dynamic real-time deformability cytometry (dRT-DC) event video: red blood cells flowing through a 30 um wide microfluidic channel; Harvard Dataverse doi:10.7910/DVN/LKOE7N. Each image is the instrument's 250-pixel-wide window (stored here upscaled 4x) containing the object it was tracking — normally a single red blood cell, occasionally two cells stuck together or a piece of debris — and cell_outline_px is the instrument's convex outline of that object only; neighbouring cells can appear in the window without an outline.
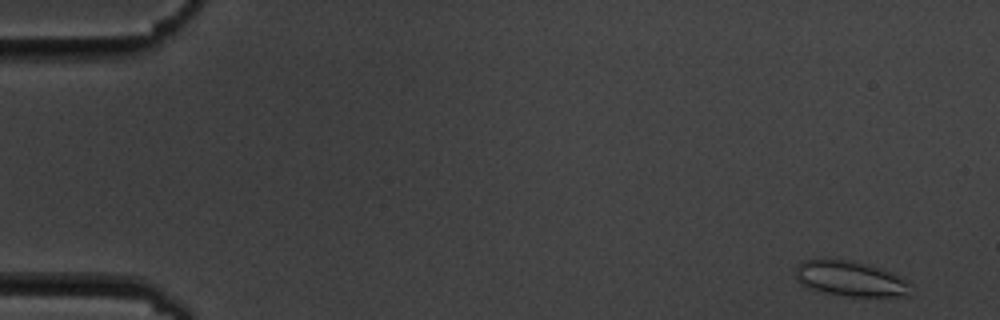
{"species": "common noctule bat (a hibernating species)", "species_latin": "Nyctalus noctula", "temperature_condition": "cold", "stored_images_in_passage": 5, "camera_frame_rate_fps": 3000, "um_per_image_px": 0.085, "animal": {"sex": "male", "body_mass_g": 19.5, "forearm_length_mm": 54.6}, "frame": {"image": 1, "passage_image": 1, "time_ms": 0.0, "image_size_px": [1000, 320], "cell_outline_px": [[912, 284], [908, 296], [848, 296], [824, 292], [808, 288], [800, 284], [796, 280], [796, 268], [804, 260], [852, 260], [868, 264], [880, 268]], "centroid_in_image_um": [72.27, 23.7], "position_along_channel_um": 12.7, "area_um2": 23.29}}
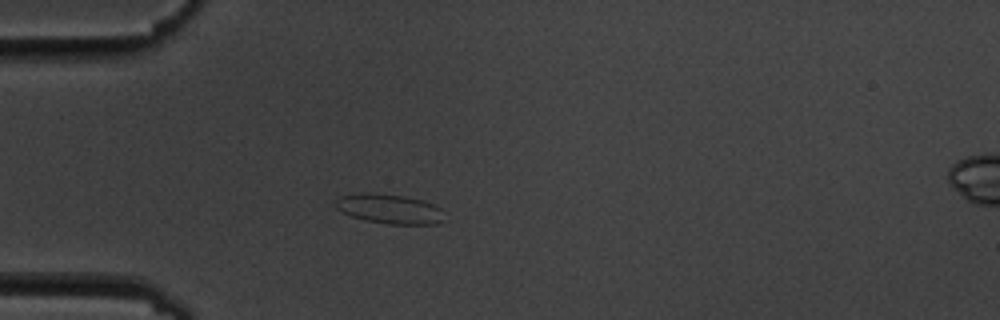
{"frame": {"image": 2, "passage_image": 4, "time_ms": 4.333, "image_size_px": [1000, 320], "cell_outline_px": [[448, 220], [436, 224], [388, 224], [364, 220], [340, 212], [332, 204], [340, 196], [360, 192], [372, 192], [404, 196], [424, 200], [440, 208]], "centroid_in_image_um": [33.1, 17.75], "position_along_channel_um": 51.9, "area_um2": 19.25}}